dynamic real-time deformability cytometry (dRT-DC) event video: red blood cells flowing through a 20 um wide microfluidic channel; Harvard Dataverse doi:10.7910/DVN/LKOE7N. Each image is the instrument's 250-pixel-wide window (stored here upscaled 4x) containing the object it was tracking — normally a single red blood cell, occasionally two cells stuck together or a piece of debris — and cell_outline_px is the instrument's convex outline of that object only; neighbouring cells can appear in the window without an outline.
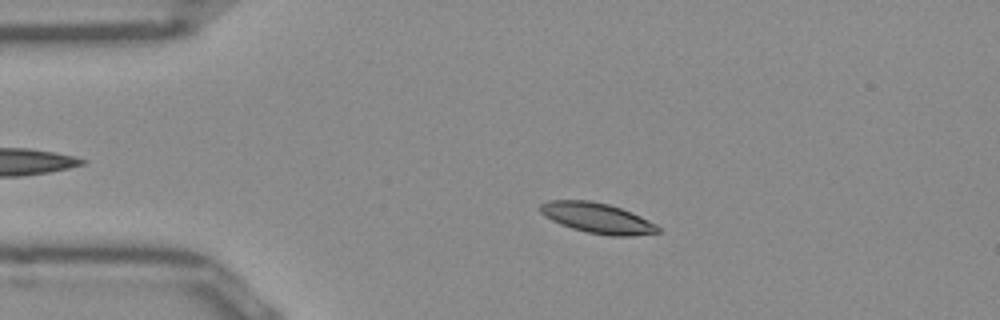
{"species": "Egyptian fruit bat (a non-hibernating species)", "species_latin": "Rousettus aegyptiacus", "temperature_condition": "room temperature", "stored_images_in_passage": 51, "camera_frame_rate_fps": 3000, "um_per_image_px": 0.085, "frame": {"image": 1, "passage_image": 10, "time_ms": 3.0, "image_size_px": [1000, 320], "cell_outline_px": [[660, 232], [632, 236], [608, 236], [588, 232], [572, 228], [560, 224], [544, 216], [540, 212], [540, 204], [548, 200], [588, 200], [608, 204], [620, 208], [640, 216], [656, 224], [660, 228]], "centroid_in_image_um": [50.76, 18.53], "position_along_channel_um": 34.2, "area_um2": 20.75}}
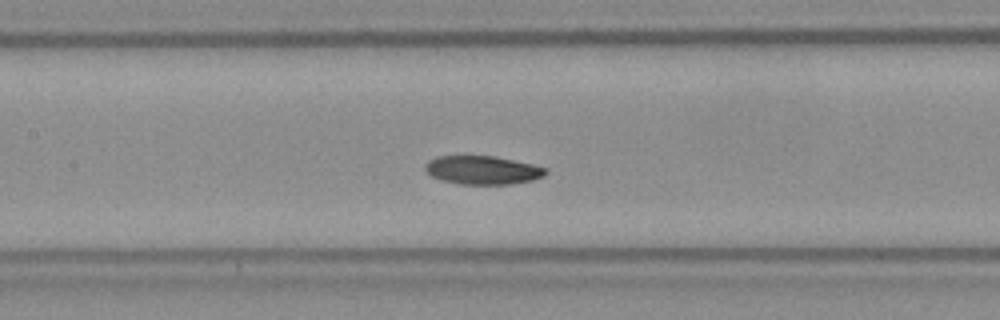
{"frame": {"image": 2, "passage_image": 23, "time_ms": 7.333, "image_size_px": [1000, 320], "cell_outline_px": [[548, 172], [544, 176], [532, 180], [512, 184], [460, 184], [440, 180], [432, 176], [424, 168], [424, 164], [428, 160], [436, 156], [496, 156], [532, 164], [548, 168]], "centroid_in_image_um": [41.02, 14.45], "position_along_channel_um": 166.4, "area_um2": 20.17}}
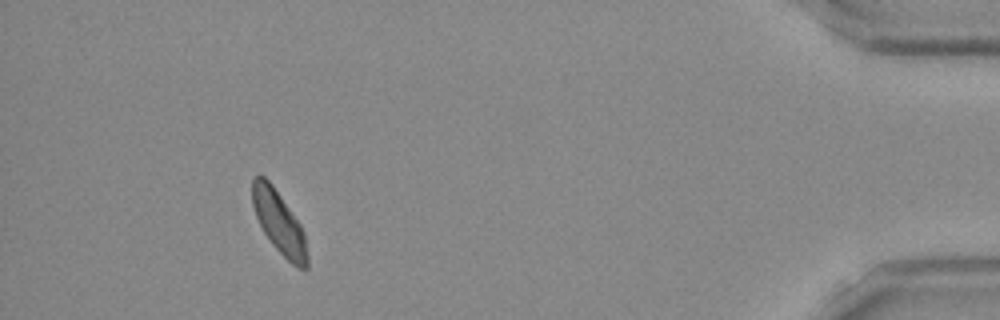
{"frame": {"image": 3, "passage_image": 47, "time_ms": 15.333, "image_size_px": [1000, 320], "cell_outline_px": [[308, 268], [300, 268], [292, 264], [272, 244], [264, 232], [256, 216], [252, 204], [252, 176], [264, 176], [272, 184], [300, 224], [304, 232], [308, 256]], "centroid_in_image_um": [23.72, 18.9], "position_along_channel_um": 411.5, "area_um2": 19.77}, "authors_computed_cell_mechanics": {"area_um2": 20.23, "velocity_mm_per_s": 3.8822, "shape_relaxation_time_tau1_ms": 8.1068, "shape_relaxation_time_tau2_ms": null, "deformation_change_tau1": 0.1419, "deformation_change_tau2": null}}